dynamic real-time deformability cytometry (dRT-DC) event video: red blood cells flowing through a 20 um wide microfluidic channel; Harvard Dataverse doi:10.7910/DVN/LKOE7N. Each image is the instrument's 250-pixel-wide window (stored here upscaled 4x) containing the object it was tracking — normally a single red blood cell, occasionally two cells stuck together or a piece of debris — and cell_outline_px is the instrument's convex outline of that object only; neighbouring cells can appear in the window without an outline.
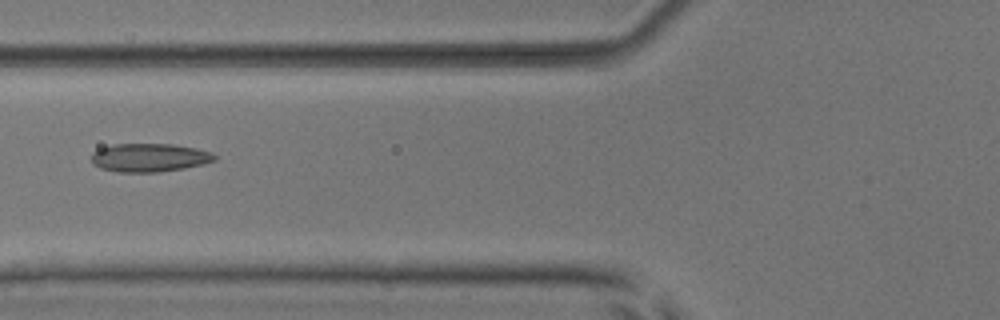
{"species": "common noctule bat (a hibernating species)", "species_latin": "Nyctalus noctula", "temperature_condition": "room temperature", "stored_images_in_passage": 7, "camera_frame_rate_fps": 3000, "um_per_image_px": 0.085, "animal": {"sex": "male", "body_mass_g": 17.9, "forearm_length_mm": 54.2}, "frame": {"image": 1, "passage_image": 7, "time_ms": 6.667, "image_size_px": [1000, 320], "cell_outline_px": [[216, 160], [204, 164], [184, 168], [160, 172], [116, 172], [100, 168], [92, 164], [92, 152], [100, 148], [112, 144], [172, 144], [196, 148], [212, 152], [216, 156]], "centroid_in_image_um": [12.69, 13.4], "position_along_channel_um": 113.1, "area_um2": 20.58}}